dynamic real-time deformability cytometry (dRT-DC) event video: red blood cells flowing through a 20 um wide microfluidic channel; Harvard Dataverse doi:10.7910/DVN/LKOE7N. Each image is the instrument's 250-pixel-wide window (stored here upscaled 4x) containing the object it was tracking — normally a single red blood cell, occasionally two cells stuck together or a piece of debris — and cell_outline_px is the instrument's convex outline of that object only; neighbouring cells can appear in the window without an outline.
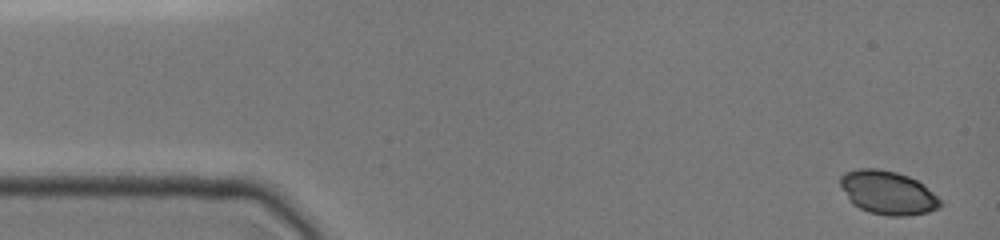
{"species": "common noctule bat (a hibernating species)", "species_latin": "Nyctalus noctula", "temperature_condition": "cold", "stored_images_in_passage": 49, "camera_frame_rate_fps": 3000, "um_per_image_px": 0.085, "animal": {"sex": "female", "body_mass_g": 19.0, "forearm_length_mm": 51.5}, "frame": {"image": 1, "passage_image": 1, "time_ms": 0.0, "image_size_px": [1000, 240], "cell_outline_px": [[944, 204], [940, 208], [928, 212], [904, 216], [892, 216], [868, 212], [852, 204], [848, 200], [840, 184], [840, 176], [844, 172], [860, 168], [876, 168], [896, 172], [908, 176], [924, 184]], "centroid_in_image_um": [75.46, 16.38], "position_along_channel_um": 9.5, "area_um2": 25.49}}
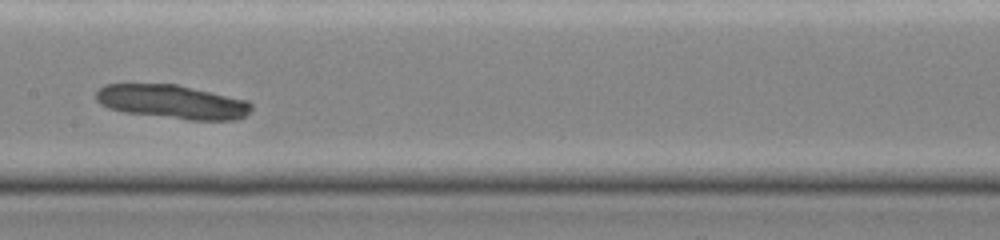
{"frame": {"image": 2, "passage_image": 18, "time_ms": 7.667, "image_size_px": [1000, 240], "cell_outline_px": [[252, 108], [244, 116], [236, 120], [188, 120], [124, 112], [108, 108], [100, 104], [96, 100], [96, 92], [104, 84], [176, 84], [248, 100], [252, 104]], "centroid_in_image_um": [14.64, 8.66], "position_along_channel_um": 192.8, "area_um2": 30.75}}
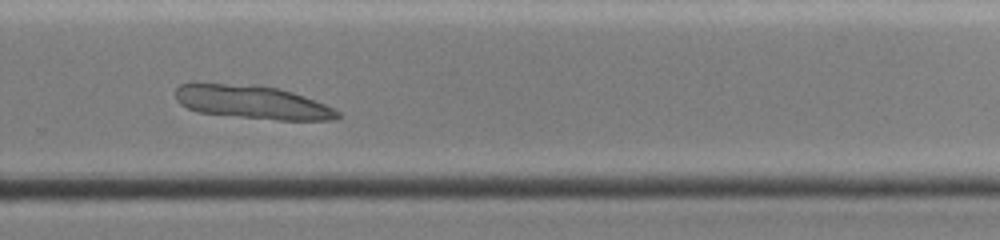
{"frame": {"image": 3, "passage_image": 30, "time_ms": 10.667, "image_size_px": [1000, 240], "cell_outline_px": [[340, 116], [332, 120], [276, 120], [200, 112], [188, 108], [180, 104], [176, 100], [176, 88], [180, 84], [196, 80], [260, 84], [292, 92], [304, 96], [324, 104], [340, 112]], "centroid_in_image_um": [21.34, 8.62], "position_along_channel_um": 308.5, "area_um2": 32.37}}